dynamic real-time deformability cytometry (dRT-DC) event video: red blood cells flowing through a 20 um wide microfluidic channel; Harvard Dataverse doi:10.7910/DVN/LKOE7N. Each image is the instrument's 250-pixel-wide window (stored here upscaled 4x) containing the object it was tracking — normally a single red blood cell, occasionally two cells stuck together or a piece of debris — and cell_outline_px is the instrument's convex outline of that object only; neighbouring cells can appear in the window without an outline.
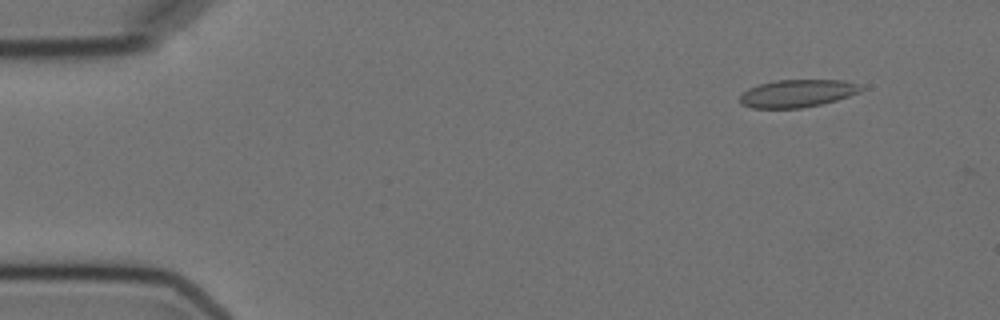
{"species": "Egyptian fruit bat (a non-hibernating species)", "species_latin": "Rousettus aegyptiacus", "temperature_condition": "cold", "stored_images_in_passage": 5, "camera_frame_rate_fps": 3000, "um_per_image_px": 0.085, "animal": {"sex": "female"}, "frame": {"image": 1, "passage_image": 2, "time_ms": 1.0, "image_size_px": [1000, 320], "cell_outline_px": [[864, 88], [860, 92], [836, 100], [820, 104], [800, 108], [752, 108], [740, 104], [740, 96], [748, 88], [760, 84], [776, 80], [844, 80], [856, 84]], "centroid_in_image_um": [67.75, 7.94], "position_along_channel_um": 17.3, "area_um2": 19.36}}
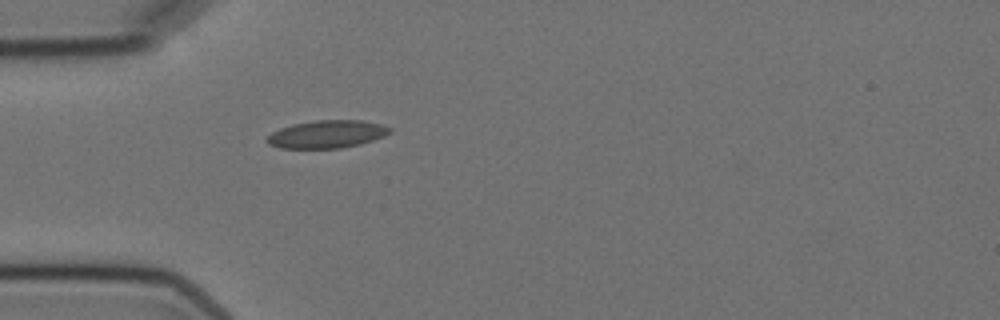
{"frame": {"image": 2, "passage_image": 5, "time_ms": 4.667, "image_size_px": [1000, 320], "cell_outline_px": [[392, 132], [384, 136], [360, 144], [340, 148], [280, 148], [268, 144], [264, 140], [272, 132], [280, 128], [292, 124], [316, 120], [360, 120], [380, 124], [392, 128]], "centroid_in_image_um": [27.77, 11.4], "position_along_channel_um": 57.2, "area_um2": 19.88}}